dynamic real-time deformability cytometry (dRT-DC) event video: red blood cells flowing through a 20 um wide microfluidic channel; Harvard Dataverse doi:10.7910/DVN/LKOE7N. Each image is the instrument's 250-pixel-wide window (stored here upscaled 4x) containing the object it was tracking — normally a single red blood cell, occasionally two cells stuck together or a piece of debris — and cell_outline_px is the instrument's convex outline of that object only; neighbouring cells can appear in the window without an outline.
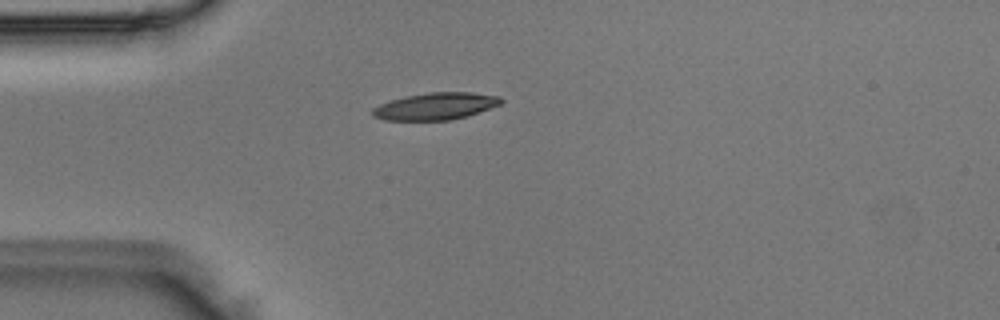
{"species": "Egyptian fruit bat (a non-hibernating species)", "species_latin": "Rousettus aegyptiacus", "temperature_condition": "room temperature", "stored_images_in_passage": 2, "camera_frame_rate_fps": 3000, "um_per_image_px": 0.085, "animal": {"sex": "male"}, "frame": {"image": 1, "passage_image": 2, "time_ms": 0.333, "image_size_px": [1000, 320], "cell_outline_px": [[504, 100], [500, 104], [468, 116], [448, 120], [384, 120], [372, 116], [372, 108], [380, 104], [392, 100], [408, 96], [428, 92], [472, 92], [500, 96]], "centroid_in_image_um": [37.04, 9.03], "position_along_channel_um": 48.0, "area_um2": 20.17}}